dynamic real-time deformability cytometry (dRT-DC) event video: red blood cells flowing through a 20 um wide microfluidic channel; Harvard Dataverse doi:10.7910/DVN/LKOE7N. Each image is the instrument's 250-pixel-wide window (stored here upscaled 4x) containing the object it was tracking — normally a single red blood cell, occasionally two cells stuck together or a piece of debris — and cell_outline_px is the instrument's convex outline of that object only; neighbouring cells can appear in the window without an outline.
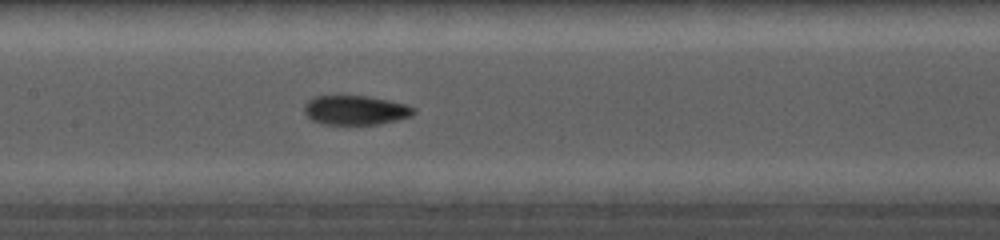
{"species": "common noctule bat (a hibernating species)", "species_latin": "Nyctalus noctula", "temperature_condition": "cold", "stored_images_in_passage": 20, "camera_frame_rate_fps": 5000, "um_per_image_px": 0.085, "animal": {"sex": "female", "body_mass_g": 19.0, "forearm_length_mm": 56.7}, "frame": {"image": 1, "passage_image": 6, "time_ms": 3.2, "image_size_px": [1000, 240], "cell_outline_px": [[416, 112], [412, 116], [380, 124], [320, 124], [312, 120], [304, 112], [304, 104], [308, 100], [316, 96], [364, 96], [404, 104], [416, 108]], "centroid_in_image_um": [30.2, 9.37], "position_along_channel_um": 177.2, "area_um2": 18.55}}